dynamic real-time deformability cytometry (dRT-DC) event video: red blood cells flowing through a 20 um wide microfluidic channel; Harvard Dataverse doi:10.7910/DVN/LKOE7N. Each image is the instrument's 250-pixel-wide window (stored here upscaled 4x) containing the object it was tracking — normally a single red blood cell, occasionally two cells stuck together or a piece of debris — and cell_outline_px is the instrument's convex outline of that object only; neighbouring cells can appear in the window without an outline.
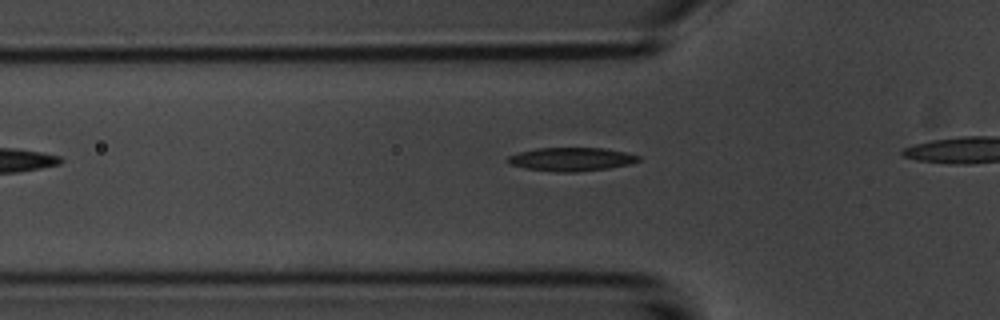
{"species": "common noctule bat (a hibernating species)", "species_latin": "Nyctalus noctula", "temperature_condition": "room temperature", "stored_images_in_passage": 5, "camera_frame_rate_fps": 3000, "um_per_image_px": 0.085, "animal": {"sex": "male", "body_mass_g": 20.1, "forearm_length_mm": 53.5}, "frame": {"image": 1, "passage_image": 3, "time_ms": 2.333, "image_size_px": [1000, 320], "cell_outline_px": [[640, 160], [628, 164], [608, 168], [576, 172], [564, 172], [524, 168], [508, 164], [504, 160], [508, 156], [520, 152], [536, 148], [604, 148], [624, 152], [640, 156]], "centroid_in_image_um": [48.51, 13.53], "position_along_channel_um": 77.3, "area_um2": 17.8}}